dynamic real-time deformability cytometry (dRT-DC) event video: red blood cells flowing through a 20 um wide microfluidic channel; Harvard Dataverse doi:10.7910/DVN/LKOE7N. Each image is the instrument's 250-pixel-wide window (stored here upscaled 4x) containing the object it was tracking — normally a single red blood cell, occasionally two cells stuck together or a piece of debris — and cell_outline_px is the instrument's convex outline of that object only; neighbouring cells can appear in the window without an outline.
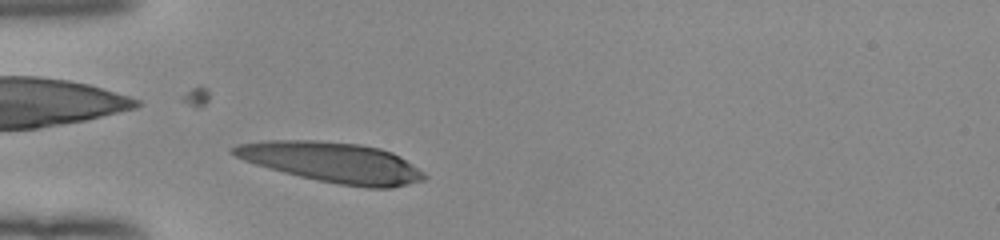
{"species": "human", "species_latin": "Homo sapiens", "temperature_condition": "room temperature", "stored_images_in_passage": 30, "camera_frame_rate_fps": 3000, "um_per_image_px": 0.085, "donor": {"sex": "female"}, "frame": {"image": 1, "passage_image": 3, "time_ms": 0.667, "image_size_px": [1000, 240], "cell_outline_px": [[428, 176], [424, 180], [392, 188], [368, 188], [340, 184], [300, 176], [268, 168], [244, 160], [228, 152], [228, 148], [236, 144], [268, 140], [316, 140], [360, 144], [380, 148], [392, 152], [400, 156], [424, 172]], "centroid_in_image_um": [28.24, 13.78], "position_along_channel_um": 56.8, "area_um2": 44.74}}
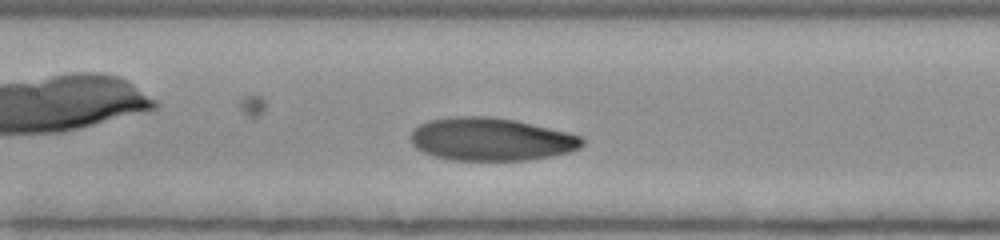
{"frame": {"image": 2, "passage_image": 12, "time_ms": 3.667, "image_size_px": [1000, 240], "cell_outline_px": [[584, 144], [580, 148], [568, 152], [552, 156], [528, 160], [452, 160], [432, 156], [416, 148], [412, 144], [412, 132], [420, 124], [428, 120], [456, 116], [488, 116], [516, 120], [568, 132], [580, 136], [584, 140]], "centroid_in_image_um": [41.75, 11.84], "position_along_channel_um": 165.6, "area_um2": 42.95}}
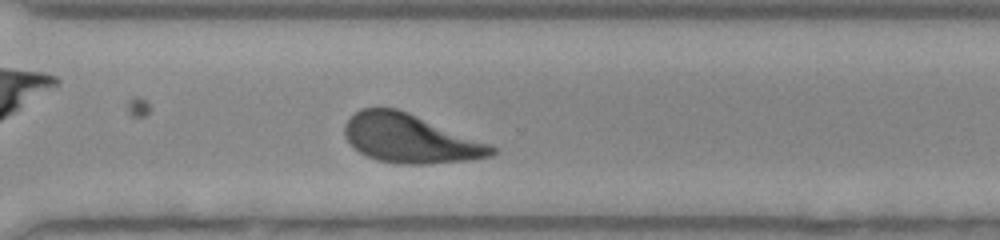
{"frame": {"image": 3, "passage_image": 25, "time_ms": 8.0, "image_size_px": [1000, 240], "cell_outline_px": [[496, 152], [492, 156], [472, 160], [424, 164], [396, 164], [376, 160], [360, 152], [344, 136], [344, 124], [360, 108], [396, 108], [408, 112], [492, 144], [496, 148]], "centroid_in_image_um": [34.9, 11.79], "position_along_channel_um": 335.7, "area_um2": 41.79}, "authors_computed_cell_mechanics": {"area_um2": 42.3096, "velocity_mm_per_s": 3.9249, "shape_relaxation_time_tau1_ms": 2.6341, "shape_relaxation_time_tau2_ms": 2.6569, "deformation_change_tau1": 0.1579, "deformation_change_tau2": 0.107}}